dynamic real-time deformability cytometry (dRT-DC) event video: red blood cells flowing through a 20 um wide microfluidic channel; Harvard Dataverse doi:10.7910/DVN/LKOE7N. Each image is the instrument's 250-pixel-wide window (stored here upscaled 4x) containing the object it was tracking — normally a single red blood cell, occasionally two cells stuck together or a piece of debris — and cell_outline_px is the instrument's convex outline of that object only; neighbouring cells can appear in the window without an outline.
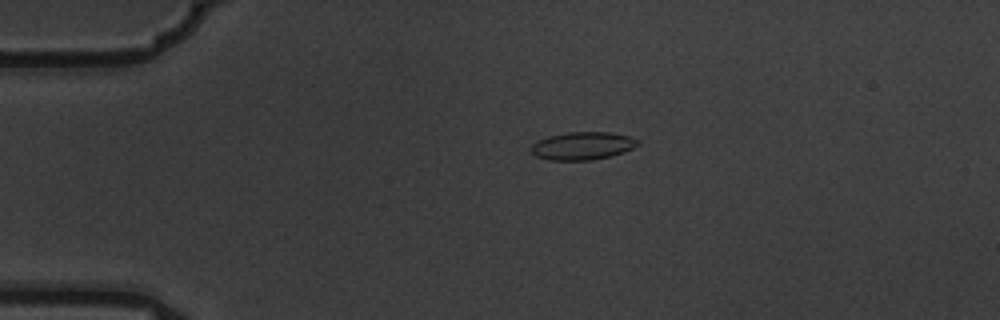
{"species": "common noctule bat (a hibernating species)", "species_latin": "Nyctalus noctula", "temperature_condition": "warm", "stored_images_in_passage": 4, "camera_frame_rate_fps": 3000, "um_per_image_px": 0.085, "animal": {"sex": "male", "body_mass_g": 19.5, "forearm_length_mm": 54.6}, "frame": {"image": 1, "passage_image": 2, "time_ms": 0.333, "image_size_px": [1000, 320], "cell_outline_px": [[640, 144], [624, 152], [592, 160], [552, 160], [536, 156], [532, 152], [532, 144], [536, 140], [548, 136], [568, 132], [608, 132], [628, 136], [636, 140]], "centroid_in_image_um": [49.49, 12.39], "position_along_channel_um": 35.5, "area_um2": 17.11}}
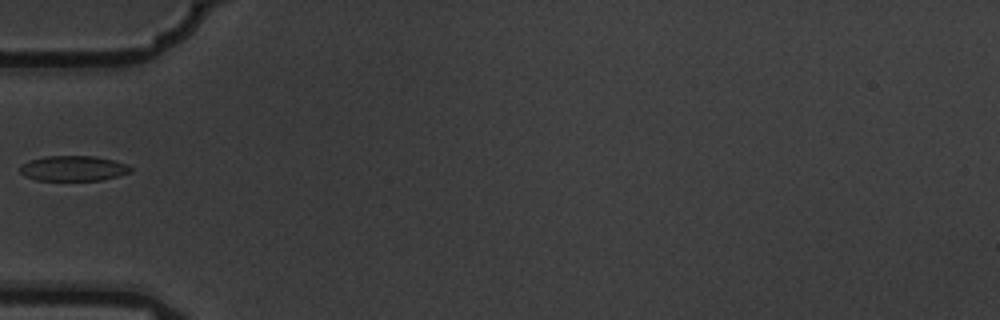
{"frame": {"image": 2, "passage_image": 4, "time_ms": 1.0, "image_size_px": [1000, 320], "cell_outline_px": [[132, 172], [100, 180], [36, 180], [24, 176], [20, 172], [20, 164], [28, 160], [44, 156], [96, 156], [128, 164], [132, 168]], "centroid_in_image_um": [6.2, 14.3], "position_along_channel_um": 78.8, "area_um2": 16.36}}